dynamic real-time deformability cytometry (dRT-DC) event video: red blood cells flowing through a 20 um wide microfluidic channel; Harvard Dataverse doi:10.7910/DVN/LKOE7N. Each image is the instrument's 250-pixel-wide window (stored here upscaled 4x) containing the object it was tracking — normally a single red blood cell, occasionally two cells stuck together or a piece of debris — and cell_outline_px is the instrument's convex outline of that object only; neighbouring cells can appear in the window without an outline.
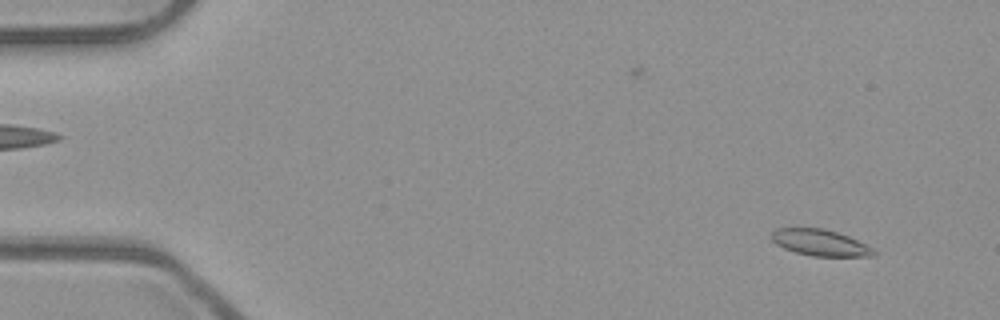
{"species": "common noctule bat (a hibernating species)", "species_latin": "Nyctalus noctula", "temperature_condition": "room temperature", "stored_images_in_passage": 53, "camera_frame_rate_fps": 3000, "um_per_image_px": 0.085, "animal": {"sex": "male", "body_mass_g": 23.1, "forearm_length_mm": 52.7}, "frame": {"image": 1, "passage_image": 4, "time_ms": 1.0, "image_size_px": [1000, 320], "cell_outline_px": [[876, 256], [812, 256], [796, 252], [784, 248], [776, 244], [772, 240], [772, 232], [776, 228], [824, 228], [848, 236], [872, 248], [876, 252]], "centroid_in_image_um": [69.7, 20.62], "position_along_channel_um": 15.3, "area_um2": 15.49}}
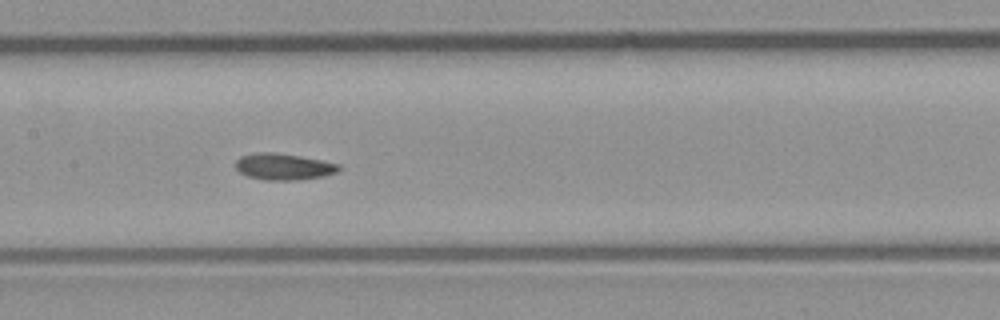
{"frame": {"image": 2, "passage_image": 26, "time_ms": 8.333, "image_size_px": [1000, 320], "cell_outline_px": [[340, 168], [336, 172], [324, 176], [300, 180], [264, 180], [248, 176], [240, 172], [236, 168], [236, 160], [240, 156], [260, 152], [272, 152], [300, 156], [340, 164]], "centroid_in_image_um": [24.1, 14.17], "position_along_channel_um": 183.3, "area_um2": 15.84}}
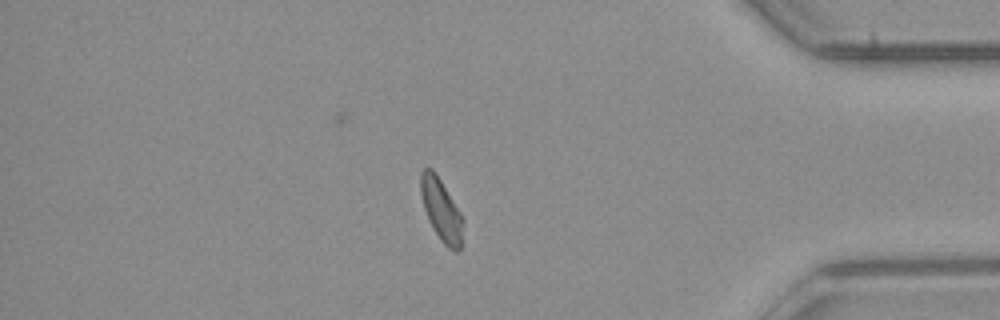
{"frame": {"image": 3, "passage_image": 45, "time_ms": 14.667, "image_size_px": [1000, 320], "cell_outline_px": [[464, 220], [460, 252], [452, 252], [440, 240], [432, 228], [428, 220], [424, 208], [420, 192], [420, 172], [424, 168], [432, 168], [440, 180], [460, 212]], "centroid_in_image_um": [37.51, 17.89], "position_along_channel_um": 397.7, "area_um2": 15.43}, "authors_computed_cell_mechanics": {"area_um2": 15.7794, "velocity_mm_per_s": 3.924, "shape_relaxation_time_tau1_ms": 4.7324, "shape_relaxation_time_tau2_ms": 2.7952, "deformation_change_tau1": 0.1239, "deformation_change_tau2": 0.0629}}